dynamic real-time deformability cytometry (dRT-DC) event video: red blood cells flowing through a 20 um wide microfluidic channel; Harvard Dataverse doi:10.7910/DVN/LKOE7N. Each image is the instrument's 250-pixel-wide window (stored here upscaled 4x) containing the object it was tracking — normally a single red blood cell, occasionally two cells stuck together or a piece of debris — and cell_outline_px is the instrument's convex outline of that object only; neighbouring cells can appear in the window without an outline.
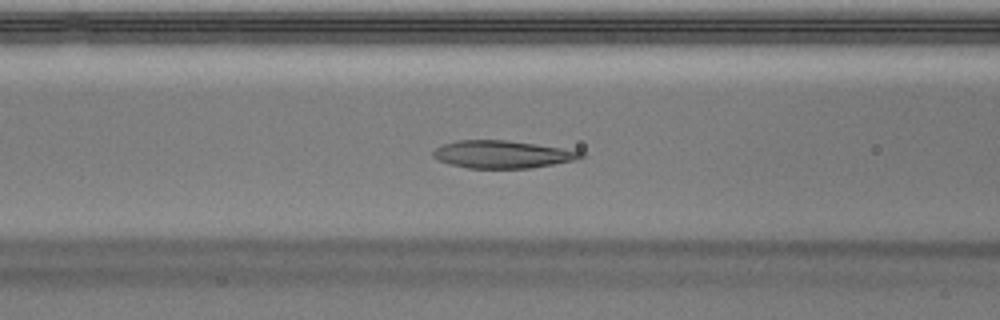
{"species": "Egyptian fruit bat (a non-hibernating species)", "species_latin": "Rousettus aegyptiacus", "temperature_condition": "warm", "stored_images_in_passage": 50, "camera_frame_rate_fps": 3000, "um_per_image_px": 0.085, "animal": {"sex": "male"}, "frame": {"image": 1, "passage_image": 20, "time_ms": 6.333, "image_size_px": [1000, 320], "cell_outline_px": [[584, 156], [572, 160], [532, 168], [468, 168], [452, 164], [440, 160], [432, 156], [432, 152], [440, 144], [456, 140], [504, 140], [536, 144], [584, 152]], "centroid_in_image_um": [42.64, 13.11], "position_along_channel_um": 124.0, "area_um2": 23.47}}
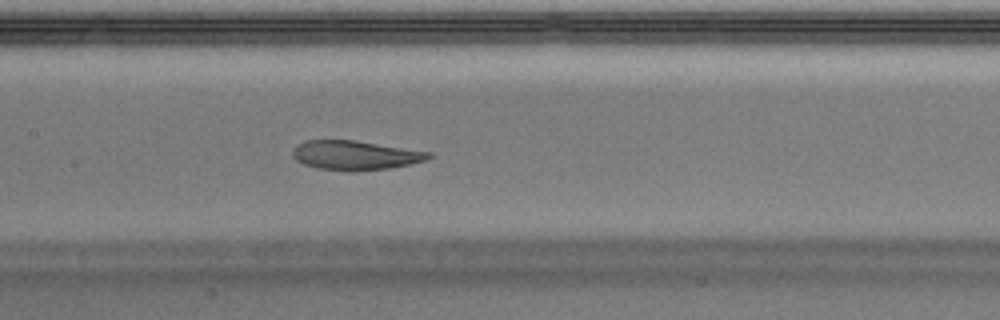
{"frame": {"image": 2, "passage_image": 24, "time_ms": 7.667, "image_size_px": [1000, 320], "cell_outline_px": [[432, 156], [428, 160], [388, 168], [348, 172], [316, 168], [304, 164], [296, 160], [292, 156], [292, 148], [296, 144], [304, 140], [356, 140], [432, 152]], "centroid_in_image_um": [30.16, 13.19], "position_along_channel_um": 177.2, "area_um2": 23.52}}
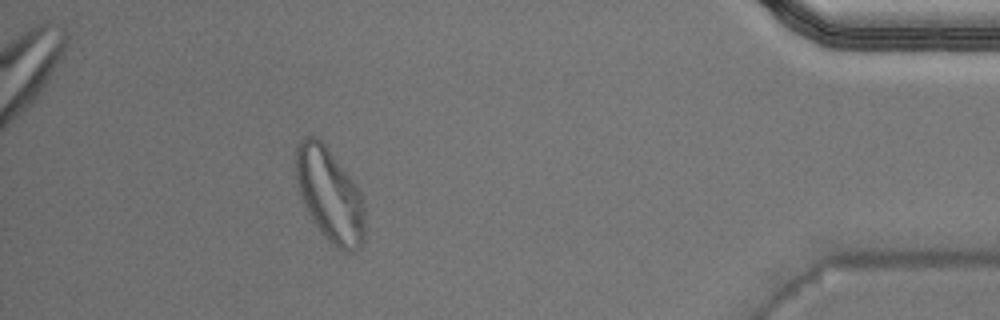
{"frame": {"image": 3, "passage_image": 45, "time_ms": 14.667, "image_size_px": [1000, 320], "cell_outline_px": [[364, 240], [356, 252], [344, 252], [332, 244], [324, 236], [308, 212], [300, 196], [296, 180], [296, 148], [300, 140], [304, 136], [316, 136], [324, 144], [356, 188], [360, 196], [364, 208]], "centroid_in_image_um": [28.0, 16.6], "position_along_channel_um": 407.2, "area_um2": 36.76}, "authors_computed_cell_mechanics": {"area_um2": 25.143, "velocity_mm_per_s": 3.9903, "shape_relaxation_time_tau1_ms": null, "shape_relaxation_time_tau2_ms": 1.9238, "deformation_change_tau1": null, "deformation_change_tau2": 0.0731}}